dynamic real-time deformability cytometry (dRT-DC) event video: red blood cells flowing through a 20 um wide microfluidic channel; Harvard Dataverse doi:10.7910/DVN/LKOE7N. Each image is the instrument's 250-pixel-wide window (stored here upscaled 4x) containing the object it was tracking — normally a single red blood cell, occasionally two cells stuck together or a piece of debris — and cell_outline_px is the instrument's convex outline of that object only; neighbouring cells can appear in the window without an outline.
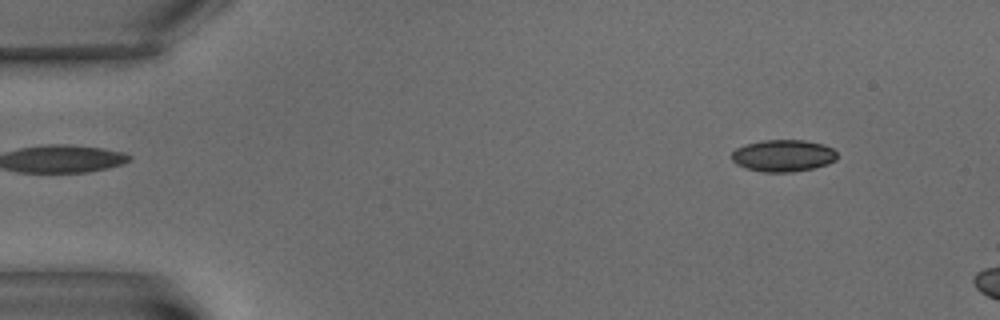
{"species": "common noctule bat (a hibernating species)", "species_latin": "Nyctalus noctula", "temperature_condition": "warm", "stored_images_in_passage": 5, "camera_frame_rate_fps": 3000, "um_per_image_px": 0.085, "animal": {"sex": "male", "body_mass_g": 15.6}, "frame": {"image": 1, "passage_image": 2, "time_ms": 1.333, "image_size_px": [1000, 320], "cell_outline_px": [[836, 160], [828, 164], [812, 168], [792, 172], [764, 172], [744, 168], [736, 164], [732, 160], [732, 152], [736, 148], [744, 144], [764, 140], [804, 140], [824, 144], [832, 148], [836, 152]], "centroid_in_image_um": [66.55, 13.23], "position_along_channel_um": 18.4, "area_um2": 19.71}}